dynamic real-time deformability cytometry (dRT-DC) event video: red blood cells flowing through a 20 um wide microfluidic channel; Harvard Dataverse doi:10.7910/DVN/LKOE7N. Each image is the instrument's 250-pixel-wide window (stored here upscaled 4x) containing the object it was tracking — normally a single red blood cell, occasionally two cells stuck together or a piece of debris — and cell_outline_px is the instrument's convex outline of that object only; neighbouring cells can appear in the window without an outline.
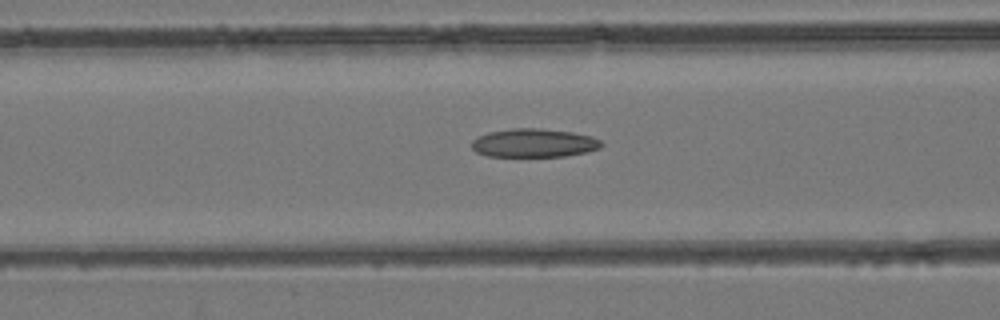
{"species": "common noctule bat (a hibernating species)", "species_latin": "Nyctalus noctula", "temperature_condition": "room temperature", "stored_images_in_passage": 42, "camera_frame_rate_fps": 3000, "um_per_image_px": 0.085, "animal": {"sex": "female", "body_mass_g": 24.6, "forearm_length_mm": 56.2}, "frame": {"image": 1, "passage_image": 13, "time_ms": 4.0, "image_size_px": [1000, 320], "cell_outline_px": [[604, 144], [600, 148], [588, 152], [564, 156], [488, 156], [476, 152], [472, 148], [472, 140], [476, 136], [488, 132], [512, 128], [540, 128], [572, 132], [592, 136], [600, 140]], "centroid_in_image_um": [45.38, 12.15], "position_along_channel_um": 121.2, "area_um2": 21.73}}
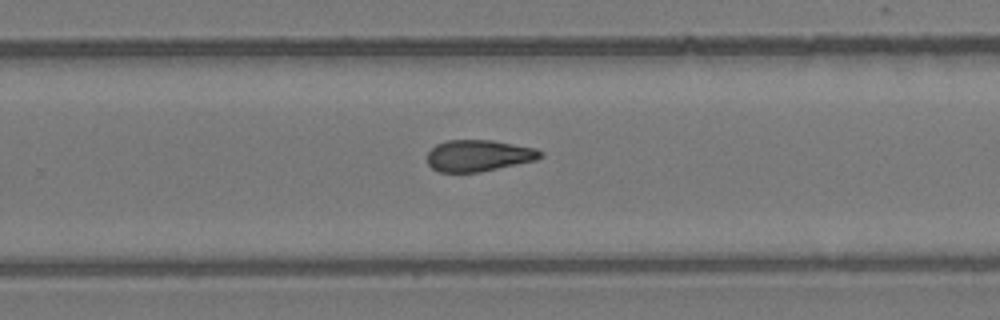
{"frame": {"image": 2, "passage_image": 25, "time_ms": 8.0, "image_size_px": [1000, 320], "cell_outline_px": [[544, 156], [536, 160], [480, 172], [440, 172], [432, 168], [428, 164], [428, 152], [436, 144], [448, 140], [492, 140], [536, 148], [544, 152]], "centroid_in_image_um": [40.71, 13.22], "position_along_channel_um": 289.1, "area_um2": 20.81}}
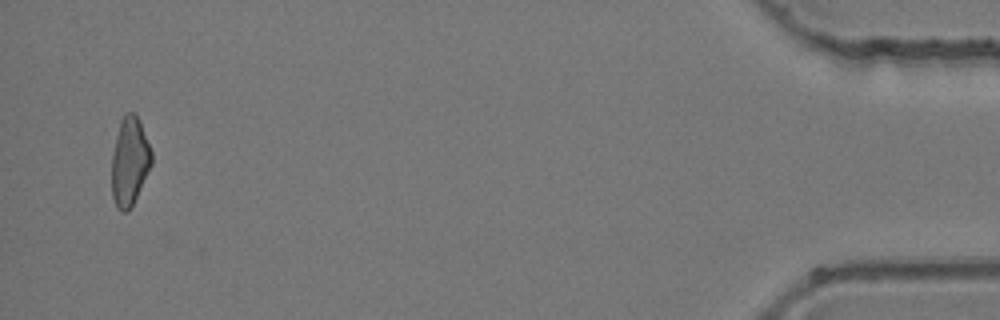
{"frame": {"image": 3, "passage_image": 41, "time_ms": 13.333, "image_size_px": [1000, 320], "cell_outline_px": [[152, 164], [128, 212], [120, 212], [116, 208], [112, 196], [112, 156], [116, 136], [120, 120], [124, 112], [132, 112], [140, 120], [152, 152]], "centroid_in_image_um": [11.01, 13.71], "position_along_channel_um": 424.2, "area_um2": 20.52}}